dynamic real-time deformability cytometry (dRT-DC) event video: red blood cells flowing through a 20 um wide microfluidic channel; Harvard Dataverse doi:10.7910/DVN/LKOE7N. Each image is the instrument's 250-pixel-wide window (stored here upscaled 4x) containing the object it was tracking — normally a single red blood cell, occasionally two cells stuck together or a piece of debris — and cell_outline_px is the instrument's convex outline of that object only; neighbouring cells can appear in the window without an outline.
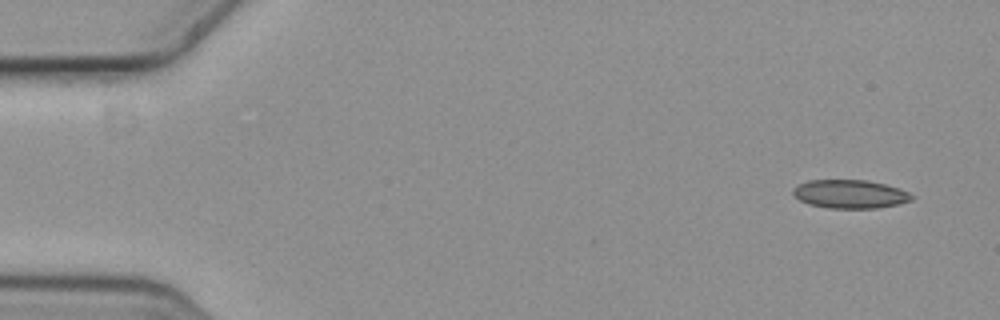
{"species": "common noctule bat (a hibernating species)", "species_latin": "Nyctalus noctula", "temperature_condition": "cold", "stored_images_in_passage": 4, "camera_frame_rate_fps": 3000, "um_per_image_px": 0.085, "animal": {"sex": "female", "body_mass_g": 19.3, "forearm_length_mm": 54.1}, "frame": {"image": 1, "passage_image": 1, "time_ms": 0.0, "image_size_px": [1000, 320], "cell_outline_px": [[912, 200], [896, 204], [876, 208], [828, 208], [808, 204], [800, 200], [792, 192], [792, 188], [808, 180], [868, 180], [884, 184], [908, 192], [912, 196]], "centroid_in_image_um": [72.21, 16.49], "position_along_channel_um": 12.8, "area_um2": 19.48}}
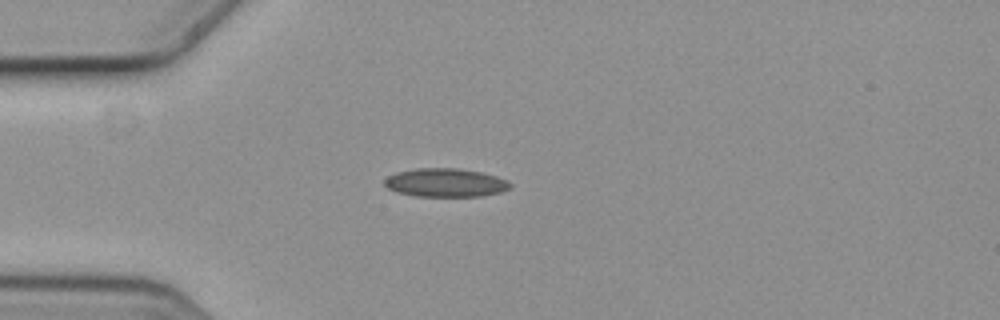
{"frame": {"image": 2, "passage_image": 4, "time_ms": 1.0, "image_size_px": [1000, 320], "cell_outline_px": [[512, 184], [508, 188], [500, 192], [480, 196], [416, 196], [396, 192], [388, 188], [384, 184], [384, 180], [388, 176], [396, 172], [416, 168], [456, 168], [480, 172], [496, 176]], "centroid_in_image_um": [37.81, 15.52], "position_along_channel_um": 47.2, "area_um2": 20.69}}